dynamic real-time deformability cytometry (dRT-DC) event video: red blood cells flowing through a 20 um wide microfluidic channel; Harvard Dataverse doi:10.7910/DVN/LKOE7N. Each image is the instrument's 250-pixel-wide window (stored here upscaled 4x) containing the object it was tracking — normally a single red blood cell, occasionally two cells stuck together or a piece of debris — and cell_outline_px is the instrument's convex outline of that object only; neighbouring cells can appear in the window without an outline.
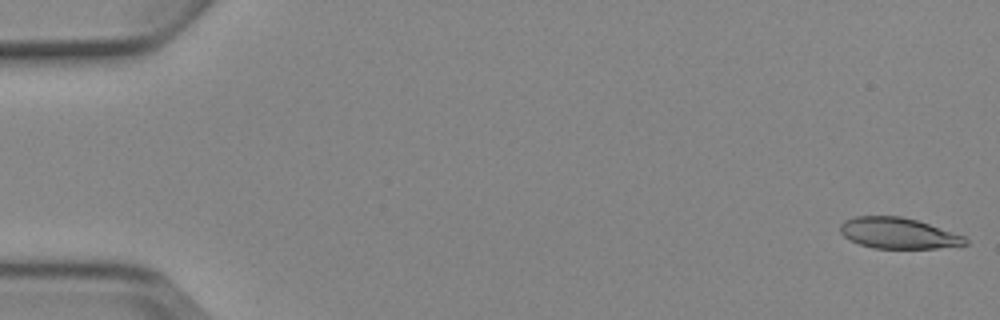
{"species": "Egyptian fruit bat (a non-hibernating species)", "species_latin": "Rousettus aegyptiacus", "temperature_condition": "cold", "stored_images_in_passage": 6, "camera_frame_rate_fps": 3000, "um_per_image_px": 0.085, "animal": {"sex": "female"}, "frame": {"image": 1, "passage_image": 1, "time_ms": 0.0, "image_size_px": [1000, 320], "cell_outline_px": [[968, 244], [936, 248], [872, 248], [860, 244], [844, 236], [840, 232], [840, 224], [844, 220], [856, 216], [900, 216], [916, 220], [964, 236], [968, 240]], "centroid_in_image_um": [76.32, 19.82], "position_along_channel_um": 8.7, "area_um2": 22.25}}